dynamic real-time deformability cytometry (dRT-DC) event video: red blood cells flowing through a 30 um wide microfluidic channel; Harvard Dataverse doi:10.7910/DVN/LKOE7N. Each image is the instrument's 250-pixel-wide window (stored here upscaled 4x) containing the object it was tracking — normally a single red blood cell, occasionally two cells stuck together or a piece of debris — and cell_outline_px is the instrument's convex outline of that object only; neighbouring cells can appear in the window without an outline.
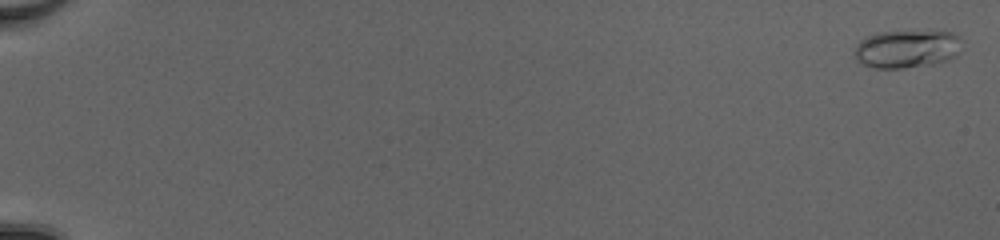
{"species": "common noctule bat (a hibernating species)", "species_latin": "Nyctalus noctula", "temperature_condition": "cold", "stored_images_in_passage": 53, "camera_frame_rate_fps": 3000, "um_per_image_px": 0.085, "animal": {"sex": "female", "body_mass_g": 20.0, "forearm_length_mm": 54.0}, "frame": {"image": 1, "passage_image": 2, "time_ms": 0.333, "image_size_px": [1000, 240], "cell_outline_px": [[964, 40], [960, 52], [956, 56], [948, 60], [932, 64], [904, 68], [872, 68], [856, 60], [852, 52], [856, 44], [864, 36], [880, 32], [928, 28], [952, 32], [960, 36]], "centroid_in_image_um": [77.13, 4.1], "position_along_channel_um": 7.9, "area_um2": 25.2}}
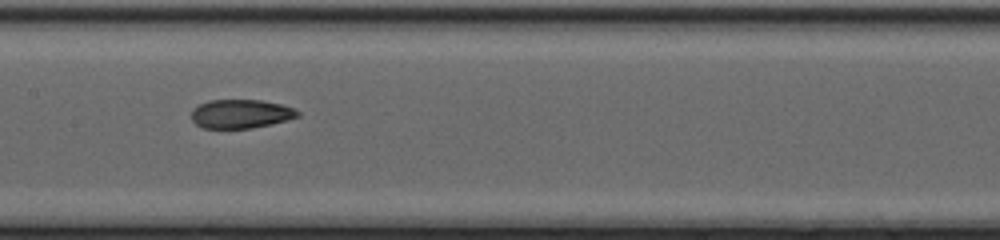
{"frame": {"image": 2, "passage_image": 30, "time_ms": 9.667, "image_size_px": [1000, 240], "cell_outline_px": [[300, 116], [288, 120], [272, 124], [252, 128], [204, 128], [196, 124], [192, 120], [192, 108], [208, 100], [260, 100], [280, 104], [292, 108], [300, 112]], "centroid_in_image_um": [20.47, 9.68], "position_along_channel_um": 186.9, "area_um2": 17.86}}
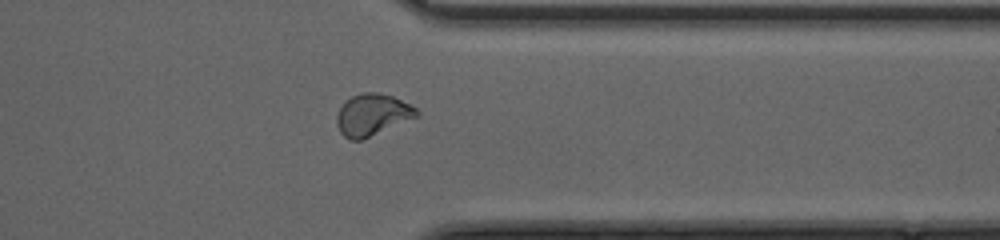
{"frame": {"image": 3, "passage_image": 44, "time_ms": 14.333, "image_size_px": [1000, 240], "cell_outline_px": [[420, 116], [360, 140], [348, 140], [340, 132], [336, 124], [336, 116], [344, 100], [360, 92], [376, 92], [392, 96], [416, 108], [420, 112]], "centroid_in_image_um": [31.63, 9.75], "position_along_channel_um": 379.8, "area_um2": 19.48}, "authors_computed_cell_mechanics": {"area_um2": 19.074, "velocity_mm_per_s": 4.1585, "shape_relaxation_time_tau1_ms": null, "shape_relaxation_time_tau2_ms": 1.2727, "deformation_change_tau1": null, "deformation_change_tau2": 0.068}}